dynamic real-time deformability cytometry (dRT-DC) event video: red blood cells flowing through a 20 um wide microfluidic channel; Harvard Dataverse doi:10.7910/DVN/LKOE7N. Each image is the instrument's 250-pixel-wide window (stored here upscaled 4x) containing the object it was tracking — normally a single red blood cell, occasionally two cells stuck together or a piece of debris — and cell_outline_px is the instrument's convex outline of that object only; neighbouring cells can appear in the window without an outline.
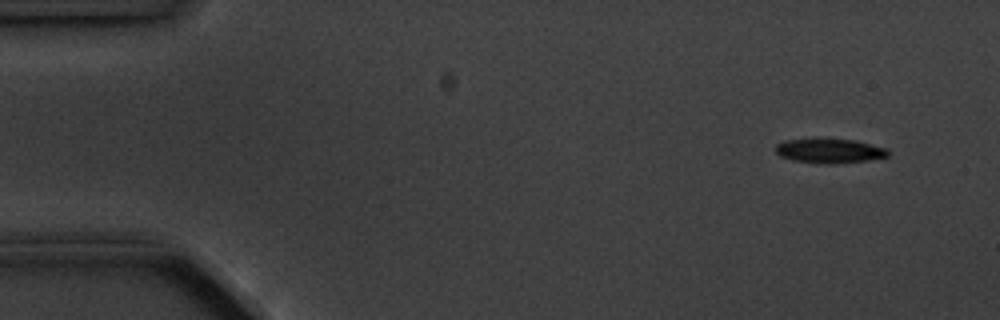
{"species": "common noctule bat (a hibernating species)", "species_latin": "Nyctalus noctula", "temperature_condition": "cold", "stored_images_in_passage": 5, "camera_frame_rate_fps": 3000, "um_per_image_px": 0.085, "animal": {"sex": "male", "body_mass_g": 20.1, "forearm_length_mm": 53.5}, "frame": {"image": 1, "passage_image": 1, "time_ms": 0.0, "image_size_px": [1000, 320], "cell_outline_px": [[888, 156], [868, 160], [832, 164], [824, 164], [792, 160], [780, 156], [776, 152], [776, 144], [784, 140], [816, 136], [856, 140], [888, 148]], "centroid_in_image_um": [70.47, 12.77], "position_along_channel_um": 14.5, "area_um2": 16.76}}
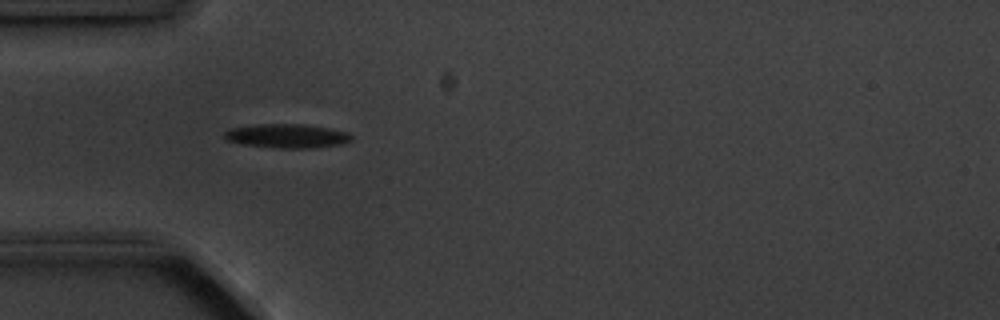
{"frame": {"image": 2, "passage_image": 4, "time_ms": 4.0, "image_size_px": [1000, 320], "cell_outline_px": [[352, 140], [340, 144], [316, 148], [280, 148], [240, 144], [228, 140], [224, 136], [224, 132], [228, 128], [256, 124], [304, 124], [328, 128], [348, 132], [352, 136]], "centroid_in_image_um": [24.38, 11.55], "position_along_channel_um": 60.6, "area_um2": 17.86}}